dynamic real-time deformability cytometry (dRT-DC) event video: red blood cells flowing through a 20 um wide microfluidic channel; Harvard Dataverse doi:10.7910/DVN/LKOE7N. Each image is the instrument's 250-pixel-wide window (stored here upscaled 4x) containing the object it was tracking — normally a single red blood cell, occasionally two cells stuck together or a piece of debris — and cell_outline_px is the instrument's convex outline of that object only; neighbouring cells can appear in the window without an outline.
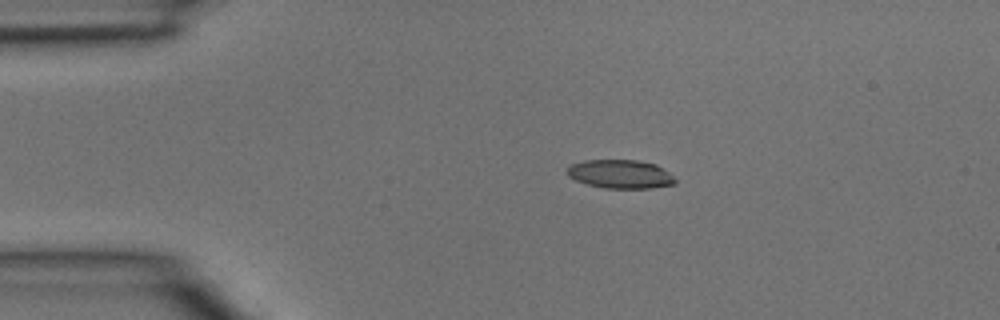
{"species": "common noctule bat (a hibernating species)", "species_latin": "Nyctalus noctula", "temperature_condition": "room temperature", "stored_images_in_passage": 3, "camera_frame_rate_fps": 3000, "um_per_image_px": 0.085, "animal": {"sex": "male", "body_mass_g": 15.6}, "frame": {"image": 1, "passage_image": 2, "time_ms": 0.333, "image_size_px": [1000, 320], "cell_outline_px": [[676, 184], [652, 188], [604, 188], [588, 184], [576, 180], [568, 176], [568, 168], [572, 164], [584, 160], [636, 160], [656, 164], [668, 172], [676, 180]], "centroid_in_image_um": [52.75, 14.8], "position_along_channel_um": 32.2, "area_um2": 17.92}}